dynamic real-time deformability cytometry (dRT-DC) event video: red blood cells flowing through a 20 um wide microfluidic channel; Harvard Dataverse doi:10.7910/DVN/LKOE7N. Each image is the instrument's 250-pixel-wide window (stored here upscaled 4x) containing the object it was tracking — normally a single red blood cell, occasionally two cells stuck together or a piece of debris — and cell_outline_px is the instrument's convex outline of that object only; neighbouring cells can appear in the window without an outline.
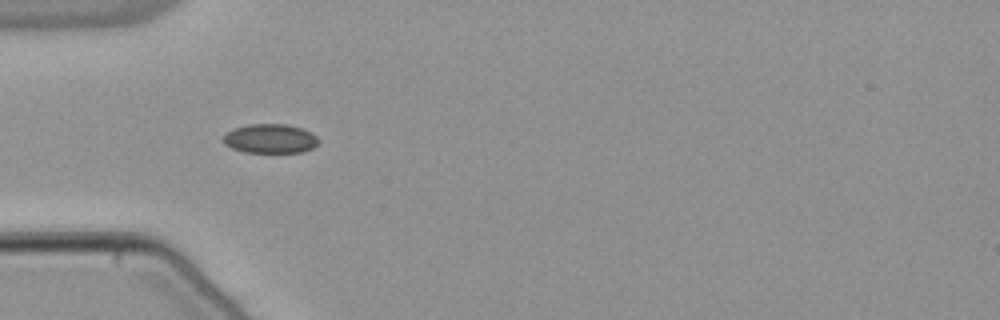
{"species": "common noctule bat (a hibernating species)", "species_latin": "Nyctalus noctula", "temperature_condition": "warm", "stored_images_in_passage": 32, "camera_frame_rate_fps": 3000, "um_per_image_px": 0.085, "animal": {"sex": "male", "body_mass_g": 21.5, "forearm_length_mm": 52.0}, "frame": {"image": 1, "passage_image": 1, "time_ms": 0.0, "image_size_px": [1000, 320], "cell_outline_px": [[320, 140], [312, 148], [304, 152], [244, 152], [232, 148], [224, 144], [224, 136], [228, 132], [236, 128], [252, 124], [284, 124], [300, 128], [312, 132]], "centroid_in_image_um": [23.0, 11.79], "position_along_channel_um": 62.0, "area_um2": 16.01}}
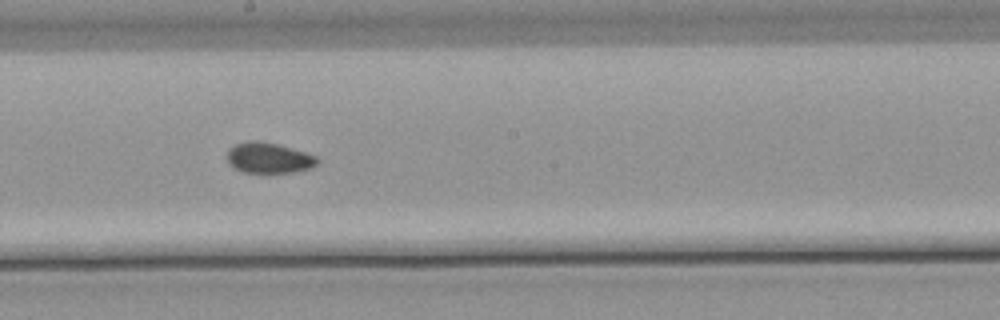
{"frame": {"image": 2, "passage_image": 14, "time_ms": 4.333, "image_size_px": [1000, 320], "cell_outline_px": [[320, 160], [312, 168], [292, 172], [244, 172], [232, 168], [228, 164], [228, 148], [236, 144], [248, 140], [260, 140], [276, 144], [304, 152], [316, 156]], "centroid_in_image_um": [22.82, 13.42], "position_along_channel_um": 225.4, "area_um2": 16.07}}
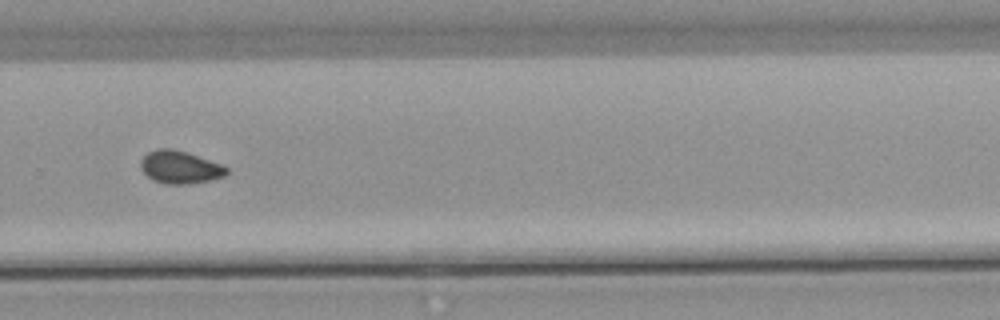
{"frame": {"image": 3, "passage_image": 21, "time_ms": 6.667, "image_size_px": [1000, 320], "cell_outline_px": [[228, 172], [224, 176], [192, 184], [164, 184], [152, 180], [140, 168], [140, 160], [148, 152], [156, 148], [172, 148], [220, 164], [228, 168]], "centroid_in_image_um": [15.25, 14.22], "position_along_channel_um": 314.6, "area_um2": 16.24}, "authors_computed_cell_mechanics": {"area_um2": 16.3574, "velocity_mm_per_s": 3.8251, "shape_relaxation_time_tau1_ms": null, "shape_relaxation_time_tau2_ms": 2.8645, "deformation_change_tau1": null, "deformation_change_tau2": 0.0556}}